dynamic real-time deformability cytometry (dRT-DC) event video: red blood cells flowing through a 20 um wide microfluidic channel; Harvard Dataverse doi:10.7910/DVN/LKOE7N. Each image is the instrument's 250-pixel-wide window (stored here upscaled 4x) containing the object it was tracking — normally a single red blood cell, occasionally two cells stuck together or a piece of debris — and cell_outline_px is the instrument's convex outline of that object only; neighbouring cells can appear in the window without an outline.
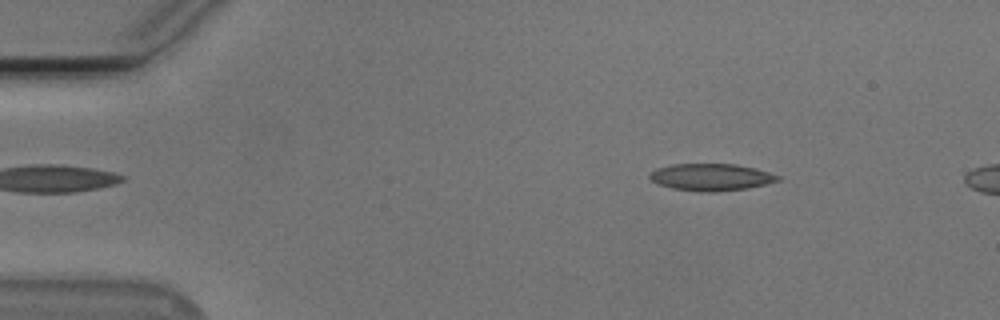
{"species": "Egyptian fruit bat (a non-hibernating species)", "species_latin": "Rousettus aegyptiacus", "temperature_condition": "cold", "stored_images_in_passage": 12, "camera_frame_rate_fps": 3000, "um_per_image_px": 0.085, "animal": {"sex": "male"}, "frame": {"image": 1, "passage_image": 7, "time_ms": 2.0, "image_size_px": [1000, 320], "cell_outline_px": [[780, 180], [748, 188], [712, 192], [700, 192], [672, 188], [656, 184], [648, 176], [656, 168], [672, 164], [736, 164], [768, 172], [780, 176]], "centroid_in_image_um": [60.4, 15.06], "position_along_channel_um": 24.6, "area_um2": 20.06}}